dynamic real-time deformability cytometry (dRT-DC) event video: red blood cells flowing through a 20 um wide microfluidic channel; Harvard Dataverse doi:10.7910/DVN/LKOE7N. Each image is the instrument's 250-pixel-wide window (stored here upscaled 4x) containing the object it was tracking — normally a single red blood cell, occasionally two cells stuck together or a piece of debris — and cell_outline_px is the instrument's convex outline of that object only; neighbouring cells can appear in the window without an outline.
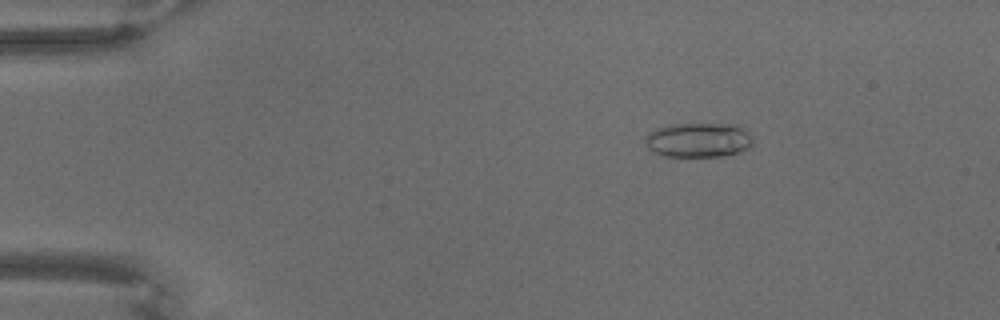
{"species": "common noctule bat (a hibernating species)", "species_latin": "Nyctalus noctula", "temperature_condition": "warm", "stored_images_in_passage": 70, "camera_frame_rate_fps": 3000, "um_per_image_px": 0.085, "animal": {"sex": "male", "body_mass_g": 18.8}, "frame": {"image": 1, "passage_image": 12, "time_ms": 3.667, "image_size_px": [1000, 320], "cell_outline_px": [[752, 144], [748, 148], [740, 152], [720, 156], [664, 156], [648, 148], [644, 140], [656, 128], [668, 124], [740, 124], [752, 136]], "centroid_in_image_um": [59.41, 11.89], "position_along_channel_um": 25.6, "area_um2": 21.68}}
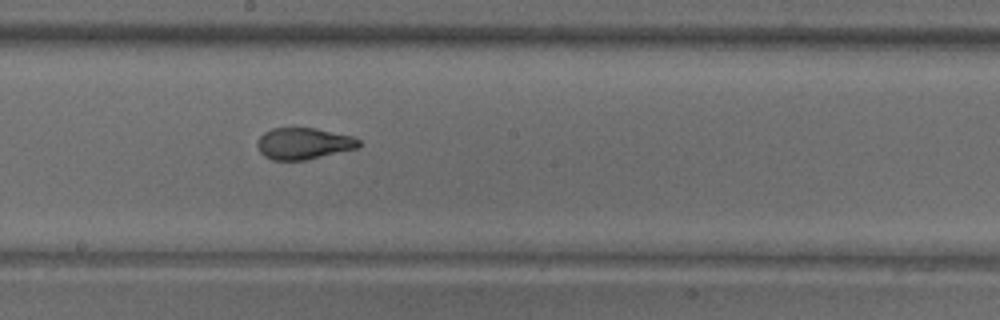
{"frame": {"image": 2, "passage_image": 40, "time_ms": 13.0, "image_size_px": [1000, 320], "cell_outline_px": [[360, 148], [304, 160], [272, 160], [264, 156], [260, 152], [256, 144], [256, 140], [264, 132], [272, 128], [316, 128], [352, 136], [360, 140]], "centroid_in_image_um": [25.8, 12.2], "position_along_channel_um": 222.4, "area_um2": 18.79}}
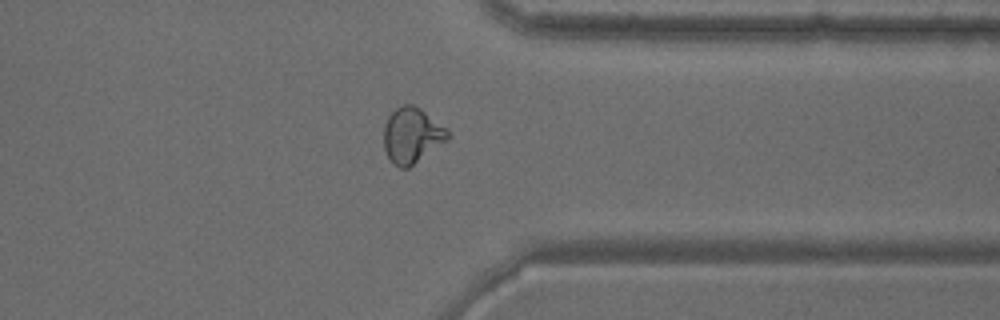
{"frame": {"image": 3, "passage_image": 56, "time_ms": 18.333, "image_size_px": [1000, 320], "cell_outline_px": [[448, 140], [408, 168], [400, 168], [392, 164], [384, 148], [384, 124], [388, 116], [400, 104], [412, 104], [420, 108], [448, 128]], "centroid_in_image_um": [35.0, 11.49], "position_along_channel_um": 376.4, "area_um2": 20.81}}